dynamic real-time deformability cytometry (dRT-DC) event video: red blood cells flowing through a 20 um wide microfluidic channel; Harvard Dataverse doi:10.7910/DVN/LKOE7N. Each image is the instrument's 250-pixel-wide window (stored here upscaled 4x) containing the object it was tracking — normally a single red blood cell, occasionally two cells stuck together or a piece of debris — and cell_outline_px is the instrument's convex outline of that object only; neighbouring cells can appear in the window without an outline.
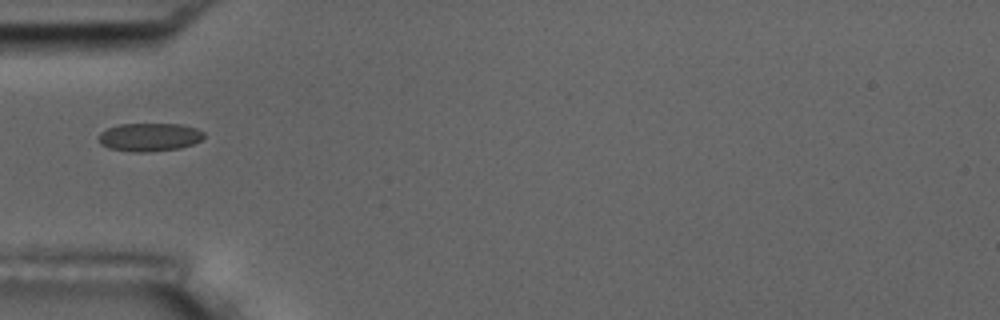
{"species": "common noctule bat (a hibernating species)", "species_latin": "Nyctalus noctula", "temperature_condition": "room temperature", "stored_images_in_passage": 1, "camera_frame_rate_fps": 3000, "um_per_image_px": 0.085, "animal": {"sex": "male", "body_mass_g": 17.5, "forearm_length_mm": 52.3}, "frame": {"image": 1, "passage_image": 1, "time_ms": 0.0, "image_size_px": [1000, 320], "cell_outline_px": [[204, 136], [200, 140], [192, 144], [180, 148], [148, 152], [136, 152], [108, 148], [100, 144], [100, 132], [108, 128], [120, 124], [180, 124], [196, 128], [204, 132]], "centroid_in_image_um": [12.71, 11.65], "position_along_channel_um": 72.3, "area_um2": 17.22}}